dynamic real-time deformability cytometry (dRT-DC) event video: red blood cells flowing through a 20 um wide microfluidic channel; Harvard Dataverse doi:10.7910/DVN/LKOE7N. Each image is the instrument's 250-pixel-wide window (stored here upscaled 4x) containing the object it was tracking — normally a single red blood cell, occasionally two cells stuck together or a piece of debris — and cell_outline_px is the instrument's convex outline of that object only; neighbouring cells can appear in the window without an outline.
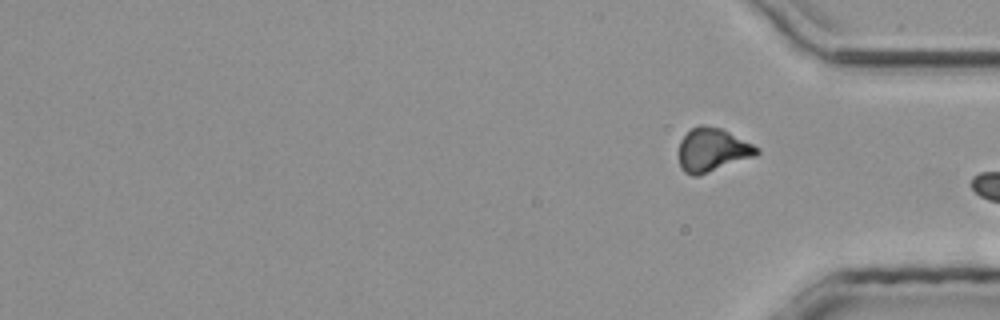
{"species": "common noctule bat (a hibernating species)", "species_latin": "Nyctalus noctula", "temperature_condition": "room temperature", "stored_images_in_passage": 25, "segment_of_instrument_passage": [2, 2], "camera_frame_rate_fps": 3000, "um_per_image_px": 0.085, "animal": {"sex": "male", "body_mass_g": 20.4}, "frame": {"image": 1, "passage_image": 25, "time_ms": 8.0, "image_size_px": [1000, 320], "cell_outline_px": [[760, 152], [756, 156], [700, 176], [692, 176], [684, 172], [680, 168], [680, 140], [692, 128], [700, 124], [704, 124], [720, 128], [760, 148]], "centroid_in_image_um": [60.56, 12.77], "position_along_channel_um": 374.6, "area_um2": 19.83}}